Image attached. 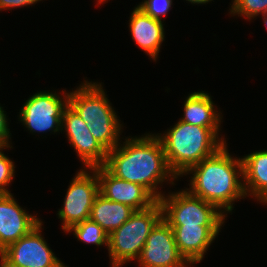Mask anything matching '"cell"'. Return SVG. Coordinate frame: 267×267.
<instances>
[{
    "mask_svg": "<svg viewBox=\"0 0 267 267\" xmlns=\"http://www.w3.org/2000/svg\"><path fill=\"white\" fill-rule=\"evenodd\" d=\"M125 138L108 151L103 166L115 177L143 186L159 200L164 194L161 184L173 185L178 179L167 164L160 139L152 133Z\"/></svg>",
    "mask_w": 267,
    "mask_h": 267,
    "instance_id": "obj_1",
    "label": "cell"
},
{
    "mask_svg": "<svg viewBox=\"0 0 267 267\" xmlns=\"http://www.w3.org/2000/svg\"><path fill=\"white\" fill-rule=\"evenodd\" d=\"M227 143L214 155L190 167L189 188L193 195L216 206L223 214L231 213L234 202L246 198L241 158H233ZM232 156V157H231Z\"/></svg>",
    "mask_w": 267,
    "mask_h": 267,
    "instance_id": "obj_2",
    "label": "cell"
},
{
    "mask_svg": "<svg viewBox=\"0 0 267 267\" xmlns=\"http://www.w3.org/2000/svg\"><path fill=\"white\" fill-rule=\"evenodd\" d=\"M221 128H207L179 120L164 134L155 133L160 139L167 164L177 178L203 159L214 155L226 144L220 138Z\"/></svg>",
    "mask_w": 267,
    "mask_h": 267,
    "instance_id": "obj_3",
    "label": "cell"
},
{
    "mask_svg": "<svg viewBox=\"0 0 267 267\" xmlns=\"http://www.w3.org/2000/svg\"><path fill=\"white\" fill-rule=\"evenodd\" d=\"M104 90L102 82L84 80L82 85L69 92V105L86 122L90 133L108 152L122 141L120 135L123 124Z\"/></svg>",
    "mask_w": 267,
    "mask_h": 267,
    "instance_id": "obj_4",
    "label": "cell"
},
{
    "mask_svg": "<svg viewBox=\"0 0 267 267\" xmlns=\"http://www.w3.org/2000/svg\"><path fill=\"white\" fill-rule=\"evenodd\" d=\"M163 218L159 201L151 207L135 211L118 229L109 234L108 253L111 267H122L135 261L156 224Z\"/></svg>",
    "mask_w": 267,
    "mask_h": 267,
    "instance_id": "obj_5",
    "label": "cell"
},
{
    "mask_svg": "<svg viewBox=\"0 0 267 267\" xmlns=\"http://www.w3.org/2000/svg\"><path fill=\"white\" fill-rule=\"evenodd\" d=\"M158 200L163 219L170 226H224L226 215L216 206L193 195L187 189L168 192Z\"/></svg>",
    "mask_w": 267,
    "mask_h": 267,
    "instance_id": "obj_6",
    "label": "cell"
},
{
    "mask_svg": "<svg viewBox=\"0 0 267 267\" xmlns=\"http://www.w3.org/2000/svg\"><path fill=\"white\" fill-rule=\"evenodd\" d=\"M39 91L22 105L19 120L30 133L61 132L62 115L69 105V92Z\"/></svg>",
    "mask_w": 267,
    "mask_h": 267,
    "instance_id": "obj_7",
    "label": "cell"
},
{
    "mask_svg": "<svg viewBox=\"0 0 267 267\" xmlns=\"http://www.w3.org/2000/svg\"><path fill=\"white\" fill-rule=\"evenodd\" d=\"M89 172H88V171ZM99 194V180L93 168L78 170L68 186L63 207L57 216L62 221V230L66 233L73 225L90 219L92 205Z\"/></svg>",
    "mask_w": 267,
    "mask_h": 267,
    "instance_id": "obj_8",
    "label": "cell"
},
{
    "mask_svg": "<svg viewBox=\"0 0 267 267\" xmlns=\"http://www.w3.org/2000/svg\"><path fill=\"white\" fill-rule=\"evenodd\" d=\"M41 222L29 234L0 252L2 267H68L56 257L42 236Z\"/></svg>",
    "mask_w": 267,
    "mask_h": 267,
    "instance_id": "obj_9",
    "label": "cell"
},
{
    "mask_svg": "<svg viewBox=\"0 0 267 267\" xmlns=\"http://www.w3.org/2000/svg\"><path fill=\"white\" fill-rule=\"evenodd\" d=\"M140 267H188L179 253L172 227L162 218L149 234L136 260Z\"/></svg>",
    "mask_w": 267,
    "mask_h": 267,
    "instance_id": "obj_10",
    "label": "cell"
},
{
    "mask_svg": "<svg viewBox=\"0 0 267 267\" xmlns=\"http://www.w3.org/2000/svg\"><path fill=\"white\" fill-rule=\"evenodd\" d=\"M61 131L66 132L70 146L85 165L83 168H94L105 164L108 152L93 137L86 122L70 105L63 111Z\"/></svg>",
    "mask_w": 267,
    "mask_h": 267,
    "instance_id": "obj_11",
    "label": "cell"
},
{
    "mask_svg": "<svg viewBox=\"0 0 267 267\" xmlns=\"http://www.w3.org/2000/svg\"><path fill=\"white\" fill-rule=\"evenodd\" d=\"M99 180V193L105 198L130 206L135 211L147 209L158 200L143 186L119 179L104 166L93 168Z\"/></svg>",
    "mask_w": 267,
    "mask_h": 267,
    "instance_id": "obj_12",
    "label": "cell"
},
{
    "mask_svg": "<svg viewBox=\"0 0 267 267\" xmlns=\"http://www.w3.org/2000/svg\"><path fill=\"white\" fill-rule=\"evenodd\" d=\"M13 196L12 193H0V252L42 222L36 214L23 209Z\"/></svg>",
    "mask_w": 267,
    "mask_h": 267,
    "instance_id": "obj_13",
    "label": "cell"
},
{
    "mask_svg": "<svg viewBox=\"0 0 267 267\" xmlns=\"http://www.w3.org/2000/svg\"><path fill=\"white\" fill-rule=\"evenodd\" d=\"M179 253L193 266L207 253L224 226H171Z\"/></svg>",
    "mask_w": 267,
    "mask_h": 267,
    "instance_id": "obj_14",
    "label": "cell"
},
{
    "mask_svg": "<svg viewBox=\"0 0 267 267\" xmlns=\"http://www.w3.org/2000/svg\"><path fill=\"white\" fill-rule=\"evenodd\" d=\"M130 14L128 24L132 39L155 62L165 41L164 22L146 15L137 6Z\"/></svg>",
    "mask_w": 267,
    "mask_h": 267,
    "instance_id": "obj_15",
    "label": "cell"
},
{
    "mask_svg": "<svg viewBox=\"0 0 267 267\" xmlns=\"http://www.w3.org/2000/svg\"><path fill=\"white\" fill-rule=\"evenodd\" d=\"M181 121L207 128H220L222 112L216 109L215 103L209 93L197 91L189 94L183 106Z\"/></svg>",
    "mask_w": 267,
    "mask_h": 267,
    "instance_id": "obj_16",
    "label": "cell"
},
{
    "mask_svg": "<svg viewBox=\"0 0 267 267\" xmlns=\"http://www.w3.org/2000/svg\"><path fill=\"white\" fill-rule=\"evenodd\" d=\"M241 160L246 196L267 204V150L244 155Z\"/></svg>",
    "mask_w": 267,
    "mask_h": 267,
    "instance_id": "obj_17",
    "label": "cell"
},
{
    "mask_svg": "<svg viewBox=\"0 0 267 267\" xmlns=\"http://www.w3.org/2000/svg\"><path fill=\"white\" fill-rule=\"evenodd\" d=\"M134 212L130 206L113 202L99 193L92 205L90 219L109 235L125 223Z\"/></svg>",
    "mask_w": 267,
    "mask_h": 267,
    "instance_id": "obj_18",
    "label": "cell"
},
{
    "mask_svg": "<svg viewBox=\"0 0 267 267\" xmlns=\"http://www.w3.org/2000/svg\"><path fill=\"white\" fill-rule=\"evenodd\" d=\"M78 241L86 244H95L96 246L108 247L109 235L104 229L91 219L84 220L76 225H73L66 233H72Z\"/></svg>",
    "mask_w": 267,
    "mask_h": 267,
    "instance_id": "obj_19",
    "label": "cell"
},
{
    "mask_svg": "<svg viewBox=\"0 0 267 267\" xmlns=\"http://www.w3.org/2000/svg\"><path fill=\"white\" fill-rule=\"evenodd\" d=\"M229 13L252 20L267 13V0H232Z\"/></svg>",
    "mask_w": 267,
    "mask_h": 267,
    "instance_id": "obj_20",
    "label": "cell"
},
{
    "mask_svg": "<svg viewBox=\"0 0 267 267\" xmlns=\"http://www.w3.org/2000/svg\"><path fill=\"white\" fill-rule=\"evenodd\" d=\"M12 146H0V193H11L8 189L15 176V164L3 150ZM7 187V188H6Z\"/></svg>",
    "mask_w": 267,
    "mask_h": 267,
    "instance_id": "obj_21",
    "label": "cell"
},
{
    "mask_svg": "<svg viewBox=\"0 0 267 267\" xmlns=\"http://www.w3.org/2000/svg\"><path fill=\"white\" fill-rule=\"evenodd\" d=\"M172 0H144L137 5L146 15L162 21L171 9Z\"/></svg>",
    "mask_w": 267,
    "mask_h": 267,
    "instance_id": "obj_22",
    "label": "cell"
},
{
    "mask_svg": "<svg viewBox=\"0 0 267 267\" xmlns=\"http://www.w3.org/2000/svg\"><path fill=\"white\" fill-rule=\"evenodd\" d=\"M7 113L0 106V146H10L12 142Z\"/></svg>",
    "mask_w": 267,
    "mask_h": 267,
    "instance_id": "obj_23",
    "label": "cell"
},
{
    "mask_svg": "<svg viewBox=\"0 0 267 267\" xmlns=\"http://www.w3.org/2000/svg\"><path fill=\"white\" fill-rule=\"evenodd\" d=\"M42 0H0V11L10 10L12 8L32 6Z\"/></svg>",
    "mask_w": 267,
    "mask_h": 267,
    "instance_id": "obj_24",
    "label": "cell"
},
{
    "mask_svg": "<svg viewBox=\"0 0 267 267\" xmlns=\"http://www.w3.org/2000/svg\"><path fill=\"white\" fill-rule=\"evenodd\" d=\"M186 1H188L189 3H191V4H208L209 2H211V1H213V0H186Z\"/></svg>",
    "mask_w": 267,
    "mask_h": 267,
    "instance_id": "obj_25",
    "label": "cell"
},
{
    "mask_svg": "<svg viewBox=\"0 0 267 267\" xmlns=\"http://www.w3.org/2000/svg\"><path fill=\"white\" fill-rule=\"evenodd\" d=\"M262 18H263V22H264V24L266 25V28H267V13L263 14Z\"/></svg>",
    "mask_w": 267,
    "mask_h": 267,
    "instance_id": "obj_26",
    "label": "cell"
},
{
    "mask_svg": "<svg viewBox=\"0 0 267 267\" xmlns=\"http://www.w3.org/2000/svg\"><path fill=\"white\" fill-rule=\"evenodd\" d=\"M96 1H98L97 5H98V4H101V3L103 4V3L106 2V0H96Z\"/></svg>",
    "mask_w": 267,
    "mask_h": 267,
    "instance_id": "obj_27",
    "label": "cell"
}]
</instances>
